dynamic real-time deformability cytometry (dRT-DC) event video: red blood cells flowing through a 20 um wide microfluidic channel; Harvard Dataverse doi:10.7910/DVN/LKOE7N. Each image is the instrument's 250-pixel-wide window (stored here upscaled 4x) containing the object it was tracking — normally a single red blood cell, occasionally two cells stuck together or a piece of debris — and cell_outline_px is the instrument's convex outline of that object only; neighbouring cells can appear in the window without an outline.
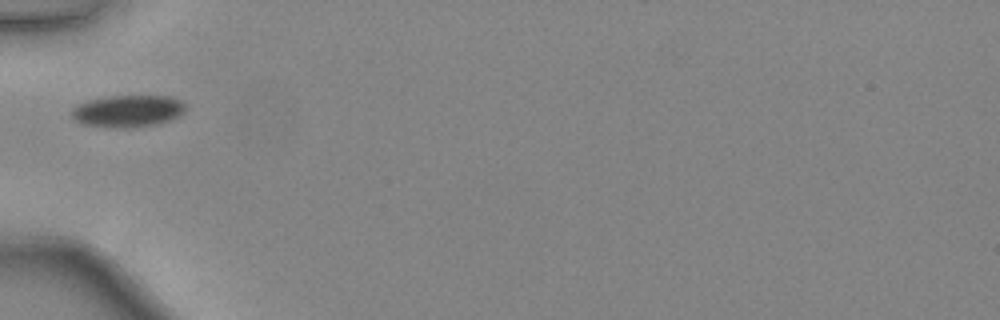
{"species": "common noctule bat (a hibernating species)", "species_latin": "Nyctalus noctula", "temperature_condition": "warm", "stored_images_in_passage": 16, "camera_frame_rate_fps": 3000, "um_per_image_px": 0.085, "animal": {"sex": "female", "body_mass_g": 24.6, "forearm_length_mm": 56.2}, "frame": {"image": 1, "passage_image": 1, "time_ms": 0.0, "image_size_px": [1000, 320], "cell_outline_px": [[184, 112], [168, 120], [156, 124], [128, 128], [84, 124], [76, 120], [72, 116], [72, 108], [88, 100], [112, 96], [168, 96], [180, 100], [184, 104]], "centroid_in_image_um": [10.87, 9.43], "position_along_channel_um": 74.1, "area_um2": 20.69}}
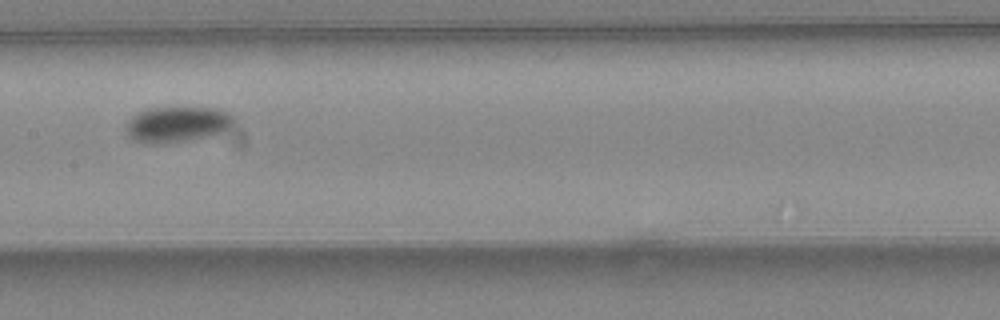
{"frame": {"image": 2, "passage_image": 9, "time_ms": 2.667, "image_size_px": [1000, 320], "cell_outline_px": [[232, 120], [228, 128], [204, 136], [164, 144], [148, 144], [136, 140], [128, 132], [128, 124], [140, 112], [152, 108], [216, 108], [228, 112], [232, 116]], "centroid_in_image_um": [15.06, 10.56], "position_along_channel_um": 192.3, "area_um2": 21.21}}
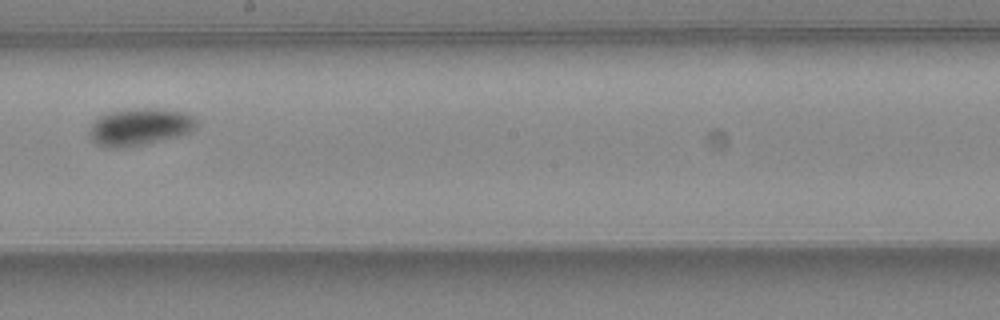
{"frame": {"image": 3, "passage_image": 12, "time_ms": 3.667, "image_size_px": [1000, 320], "cell_outline_px": [[196, 128], [188, 132], [176, 136], [144, 144], [120, 148], [96, 144], [92, 140], [88, 132], [92, 124], [100, 116], [108, 112], [176, 112], [192, 116], [196, 120]], "centroid_in_image_um": [11.8, 10.86], "position_along_channel_um": 236.4, "area_um2": 21.33}}